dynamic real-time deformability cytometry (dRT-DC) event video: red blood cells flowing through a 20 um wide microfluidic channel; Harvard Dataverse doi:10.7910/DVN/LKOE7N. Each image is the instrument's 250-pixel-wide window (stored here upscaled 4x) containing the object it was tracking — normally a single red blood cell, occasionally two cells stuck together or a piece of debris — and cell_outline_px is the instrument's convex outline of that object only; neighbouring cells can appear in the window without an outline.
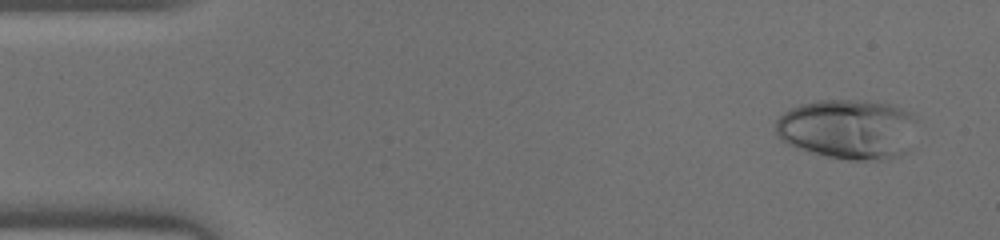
{"species": "human", "species_latin": "Homo sapiens", "temperature_condition": "warm", "stored_images_in_passage": 46, "camera_frame_rate_fps": 3000, "um_per_image_px": 0.085, "donor": {"sex": "male"}, "frame": {"image": 1, "passage_image": 3, "time_ms": 0.667, "image_size_px": [1000, 240], "cell_outline_px": [[916, 120], [904, 152], [900, 156], [884, 160], [848, 160], [828, 156], [796, 148], [780, 140], [776, 132], [776, 120], [784, 112], [800, 104], [816, 100], [864, 100], [892, 104], [912, 112]], "centroid_in_image_um": [72.05, 10.96], "position_along_channel_um": 13.0, "area_um2": 49.42}}
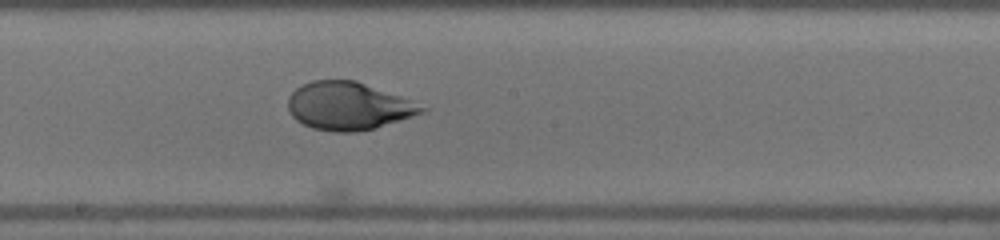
{"frame": {"image": 2, "passage_image": 25, "time_ms": 8.0, "image_size_px": [1000, 240], "cell_outline_px": [[428, 108], [424, 112], [376, 128], [356, 132], [332, 132], [312, 128], [296, 120], [288, 112], [288, 96], [296, 88], [312, 80], [356, 80], [400, 96]], "centroid_in_image_um": [29.58, 9.02], "position_along_channel_um": 218.6, "area_um2": 37.22}}
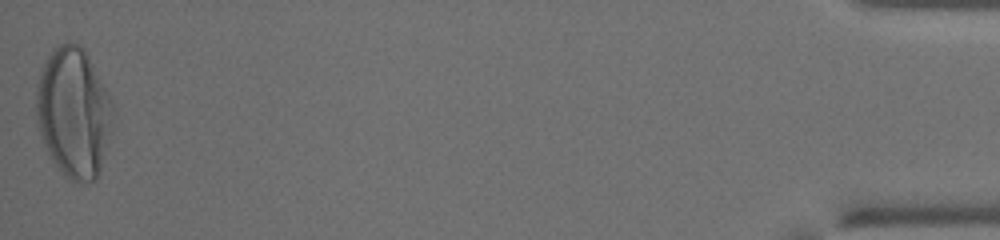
{"frame": {"image": 3, "passage_image": 46, "time_ms": 15.0, "image_size_px": [1000, 240], "cell_outline_px": [[116, 108], [100, 168], [96, 180], [80, 184], [64, 176], [52, 160], [44, 144], [36, 124], [36, 88], [40, 72], [52, 48], [68, 40], [72, 40], [80, 44], [84, 48]], "centroid_in_image_um": [6.25, 9.54], "position_along_channel_um": 429.0, "area_um2": 58.38}}